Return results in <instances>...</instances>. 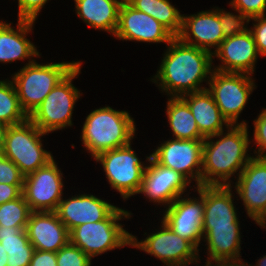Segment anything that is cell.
<instances>
[{"mask_svg":"<svg viewBox=\"0 0 266 266\" xmlns=\"http://www.w3.org/2000/svg\"><path fill=\"white\" fill-rule=\"evenodd\" d=\"M207 91L212 95L223 117L230 125H238L237 119L253 91L252 78L243 73L220 72L212 69Z\"/></svg>","mask_w":266,"mask_h":266,"instance_id":"cell-9","label":"cell"},{"mask_svg":"<svg viewBox=\"0 0 266 266\" xmlns=\"http://www.w3.org/2000/svg\"><path fill=\"white\" fill-rule=\"evenodd\" d=\"M136 10L159 21L174 37L180 34L182 15L169 0H126Z\"/></svg>","mask_w":266,"mask_h":266,"instance_id":"cell-28","label":"cell"},{"mask_svg":"<svg viewBox=\"0 0 266 266\" xmlns=\"http://www.w3.org/2000/svg\"><path fill=\"white\" fill-rule=\"evenodd\" d=\"M25 230L35 250L56 253L69 242V231L55 211H32Z\"/></svg>","mask_w":266,"mask_h":266,"instance_id":"cell-16","label":"cell"},{"mask_svg":"<svg viewBox=\"0 0 266 266\" xmlns=\"http://www.w3.org/2000/svg\"><path fill=\"white\" fill-rule=\"evenodd\" d=\"M23 185L0 183V205L18 198L22 194Z\"/></svg>","mask_w":266,"mask_h":266,"instance_id":"cell-39","label":"cell"},{"mask_svg":"<svg viewBox=\"0 0 266 266\" xmlns=\"http://www.w3.org/2000/svg\"><path fill=\"white\" fill-rule=\"evenodd\" d=\"M80 62L40 65L30 60L12 77L23 111L29 117L51 90Z\"/></svg>","mask_w":266,"mask_h":266,"instance_id":"cell-4","label":"cell"},{"mask_svg":"<svg viewBox=\"0 0 266 266\" xmlns=\"http://www.w3.org/2000/svg\"><path fill=\"white\" fill-rule=\"evenodd\" d=\"M42 132L29 118L23 123L8 126L2 154L13 161L26 176L46 166L53 156L42 148Z\"/></svg>","mask_w":266,"mask_h":266,"instance_id":"cell-6","label":"cell"},{"mask_svg":"<svg viewBox=\"0 0 266 266\" xmlns=\"http://www.w3.org/2000/svg\"><path fill=\"white\" fill-rule=\"evenodd\" d=\"M203 142L204 140L176 138L168 140L151 154V158L157 164L180 173L189 182L191 181L189 178H195L196 185L199 187L201 186Z\"/></svg>","mask_w":266,"mask_h":266,"instance_id":"cell-12","label":"cell"},{"mask_svg":"<svg viewBox=\"0 0 266 266\" xmlns=\"http://www.w3.org/2000/svg\"><path fill=\"white\" fill-rule=\"evenodd\" d=\"M257 264H258L257 266H266V255L263 258L259 259Z\"/></svg>","mask_w":266,"mask_h":266,"instance_id":"cell-44","label":"cell"},{"mask_svg":"<svg viewBox=\"0 0 266 266\" xmlns=\"http://www.w3.org/2000/svg\"><path fill=\"white\" fill-rule=\"evenodd\" d=\"M230 127H227L228 133L216 142L211 141L212 135L204 139L201 185H231L226 181L238 169L241 173L252 158L246 155L249 139L245 121Z\"/></svg>","mask_w":266,"mask_h":266,"instance_id":"cell-2","label":"cell"},{"mask_svg":"<svg viewBox=\"0 0 266 266\" xmlns=\"http://www.w3.org/2000/svg\"><path fill=\"white\" fill-rule=\"evenodd\" d=\"M254 221L261 227L266 226V206L261 211V213L254 219Z\"/></svg>","mask_w":266,"mask_h":266,"instance_id":"cell-41","label":"cell"},{"mask_svg":"<svg viewBox=\"0 0 266 266\" xmlns=\"http://www.w3.org/2000/svg\"><path fill=\"white\" fill-rule=\"evenodd\" d=\"M230 4L250 18L265 15L266 0H232Z\"/></svg>","mask_w":266,"mask_h":266,"instance_id":"cell-34","label":"cell"},{"mask_svg":"<svg viewBox=\"0 0 266 266\" xmlns=\"http://www.w3.org/2000/svg\"><path fill=\"white\" fill-rule=\"evenodd\" d=\"M27 119L13 82L0 81V123L11 126L23 123Z\"/></svg>","mask_w":266,"mask_h":266,"instance_id":"cell-29","label":"cell"},{"mask_svg":"<svg viewBox=\"0 0 266 266\" xmlns=\"http://www.w3.org/2000/svg\"><path fill=\"white\" fill-rule=\"evenodd\" d=\"M254 129V139L259 146L257 156H266V109L254 120Z\"/></svg>","mask_w":266,"mask_h":266,"instance_id":"cell-37","label":"cell"},{"mask_svg":"<svg viewBox=\"0 0 266 266\" xmlns=\"http://www.w3.org/2000/svg\"><path fill=\"white\" fill-rule=\"evenodd\" d=\"M131 144L99 153L94 159L103 165L111 187L124 199L139 194L147 166L141 164Z\"/></svg>","mask_w":266,"mask_h":266,"instance_id":"cell-8","label":"cell"},{"mask_svg":"<svg viewBox=\"0 0 266 266\" xmlns=\"http://www.w3.org/2000/svg\"><path fill=\"white\" fill-rule=\"evenodd\" d=\"M62 173L56 162L24 176L22 194L31 211H56L62 200Z\"/></svg>","mask_w":266,"mask_h":266,"instance_id":"cell-11","label":"cell"},{"mask_svg":"<svg viewBox=\"0 0 266 266\" xmlns=\"http://www.w3.org/2000/svg\"><path fill=\"white\" fill-rule=\"evenodd\" d=\"M161 223L163 229L149 235L144 241L137 242V238L131 235V246L154 255L167 266H187L193 261L197 262L198 250L174 233L164 221Z\"/></svg>","mask_w":266,"mask_h":266,"instance_id":"cell-10","label":"cell"},{"mask_svg":"<svg viewBox=\"0 0 266 266\" xmlns=\"http://www.w3.org/2000/svg\"><path fill=\"white\" fill-rule=\"evenodd\" d=\"M236 11L239 13V15H233L230 12H224L222 9L217 10L221 30L225 38L240 33H246L250 30L244 25V23L246 19V23H248L251 18L245 14H242L238 10Z\"/></svg>","mask_w":266,"mask_h":266,"instance_id":"cell-31","label":"cell"},{"mask_svg":"<svg viewBox=\"0 0 266 266\" xmlns=\"http://www.w3.org/2000/svg\"><path fill=\"white\" fill-rule=\"evenodd\" d=\"M23 194L0 205V225L4 227H26L31 214Z\"/></svg>","mask_w":266,"mask_h":266,"instance_id":"cell-30","label":"cell"},{"mask_svg":"<svg viewBox=\"0 0 266 266\" xmlns=\"http://www.w3.org/2000/svg\"><path fill=\"white\" fill-rule=\"evenodd\" d=\"M33 23L34 21L18 19L16 31L11 27V23H5L0 28V62L7 63L40 56L36 47L25 38Z\"/></svg>","mask_w":266,"mask_h":266,"instance_id":"cell-23","label":"cell"},{"mask_svg":"<svg viewBox=\"0 0 266 266\" xmlns=\"http://www.w3.org/2000/svg\"><path fill=\"white\" fill-rule=\"evenodd\" d=\"M114 36L122 40L170 43L174 36L155 18L123 0Z\"/></svg>","mask_w":266,"mask_h":266,"instance_id":"cell-14","label":"cell"},{"mask_svg":"<svg viewBox=\"0 0 266 266\" xmlns=\"http://www.w3.org/2000/svg\"><path fill=\"white\" fill-rule=\"evenodd\" d=\"M5 23H3V22H0V28L4 25Z\"/></svg>","mask_w":266,"mask_h":266,"instance_id":"cell-45","label":"cell"},{"mask_svg":"<svg viewBox=\"0 0 266 266\" xmlns=\"http://www.w3.org/2000/svg\"><path fill=\"white\" fill-rule=\"evenodd\" d=\"M8 253L3 248V245L0 242V266H7Z\"/></svg>","mask_w":266,"mask_h":266,"instance_id":"cell-43","label":"cell"},{"mask_svg":"<svg viewBox=\"0 0 266 266\" xmlns=\"http://www.w3.org/2000/svg\"><path fill=\"white\" fill-rule=\"evenodd\" d=\"M203 200L202 229L239 227L230 185H203Z\"/></svg>","mask_w":266,"mask_h":266,"instance_id":"cell-20","label":"cell"},{"mask_svg":"<svg viewBox=\"0 0 266 266\" xmlns=\"http://www.w3.org/2000/svg\"><path fill=\"white\" fill-rule=\"evenodd\" d=\"M128 218L130 213L116 207L104 220L88 222L69 231V242L79 247L90 258L131 245V235L117 221Z\"/></svg>","mask_w":266,"mask_h":266,"instance_id":"cell-5","label":"cell"},{"mask_svg":"<svg viewBox=\"0 0 266 266\" xmlns=\"http://www.w3.org/2000/svg\"><path fill=\"white\" fill-rule=\"evenodd\" d=\"M29 266H57L56 253L34 250Z\"/></svg>","mask_w":266,"mask_h":266,"instance_id":"cell-38","label":"cell"},{"mask_svg":"<svg viewBox=\"0 0 266 266\" xmlns=\"http://www.w3.org/2000/svg\"><path fill=\"white\" fill-rule=\"evenodd\" d=\"M194 38H191V33ZM182 42L195 46L197 48L211 52L210 47H216V50L225 39L217 9L214 11H202L197 15H182V28L177 36Z\"/></svg>","mask_w":266,"mask_h":266,"instance_id":"cell-21","label":"cell"},{"mask_svg":"<svg viewBox=\"0 0 266 266\" xmlns=\"http://www.w3.org/2000/svg\"><path fill=\"white\" fill-rule=\"evenodd\" d=\"M135 133L133 118L126 111L103 107L92 111L82 129V141L92 157L130 144Z\"/></svg>","mask_w":266,"mask_h":266,"instance_id":"cell-3","label":"cell"},{"mask_svg":"<svg viewBox=\"0 0 266 266\" xmlns=\"http://www.w3.org/2000/svg\"><path fill=\"white\" fill-rule=\"evenodd\" d=\"M167 45L170 47L155 75L159 80H152L161 81L159 86L171 94V97L206 90L207 88L200 87V83L212 74L213 53L188 45L178 37H174Z\"/></svg>","mask_w":266,"mask_h":266,"instance_id":"cell-1","label":"cell"},{"mask_svg":"<svg viewBox=\"0 0 266 266\" xmlns=\"http://www.w3.org/2000/svg\"><path fill=\"white\" fill-rule=\"evenodd\" d=\"M56 260L57 266H91V258L70 242L56 252Z\"/></svg>","mask_w":266,"mask_h":266,"instance_id":"cell-32","label":"cell"},{"mask_svg":"<svg viewBox=\"0 0 266 266\" xmlns=\"http://www.w3.org/2000/svg\"><path fill=\"white\" fill-rule=\"evenodd\" d=\"M80 67L81 63L51 90L28 117L42 132L47 134L72 125L74 104L81 96L72 80L79 74Z\"/></svg>","mask_w":266,"mask_h":266,"instance_id":"cell-7","label":"cell"},{"mask_svg":"<svg viewBox=\"0 0 266 266\" xmlns=\"http://www.w3.org/2000/svg\"><path fill=\"white\" fill-rule=\"evenodd\" d=\"M252 20L258 22L250 29L253 35L254 41L256 43V48L259 55H266V16H257L251 18Z\"/></svg>","mask_w":266,"mask_h":266,"instance_id":"cell-36","label":"cell"},{"mask_svg":"<svg viewBox=\"0 0 266 266\" xmlns=\"http://www.w3.org/2000/svg\"><path fill=\"white\" fill-rule=\"evenodd\" d=\"M167 117L176 139L204 140L190 107L181 97H171L167 102Z\"/></svg>","mask_w":266,"mask_h":266,"instance_id":"cell-26","label":"cell"},{"mask_svg":"<svg viewBox=\"0 0 266 266\" xmlns=\"http://www.w3.org/2000/svg\"><path fill=\"white\" fill-rule=\"evenodd\" d=\"M48 0H18V19L35 21L39 11Z\"/></svg>","mask_w":266,"mask_h":266,"instance_id":"cell-35","label":"cell"},{"mask_svg":"<svg viewBox=\"0 0 266 266\" xmlns=\"http://www.w3.org/2000/svg\"><path fill=\"white\" fill-rule=\"evenodd\" d=\"M8 126L0 123V155L2 154L4 147L5 132Z\"/></svg>","mask_w":266,"mask_h":266,"instance_id":"cell-42","label":"cell"},{"mask_svg":"<svg viewBox=\"0 0 266 266\" xmlns=\"http://www.w3.org/2000/svg\"><path fill=\"white\" fill-rule=\"evenodd\" d=\"M116 206L93 195L81 194L67 200H61L56 209L59 219L68 231L88 222L104 220Z\"/></svg>","mask_w":266,"mask_h":266,"instance_id":"cell-19","label":"cell"},{"mask_svg":"<svg viewBox=\"0 0 266 266\" xmlns=\"http://www.w3.org/2000/svg\"><path fill=\"white\" fill-rule=\"evenodd\" d=\"M214 52L213 55L224 63L214 70L248 75L253 74L259 54L250 30L225 38Z\"/></svg>","mask_w":266,"mask_h":266,"instance_id":"cell-17","label":"cell"},{"mask_svg":"<svg viewBox=\"0 0 266 266\" xmlns=\"http://www.w3.org/2000/svg\"><path fill=\"white\" fill-rule=\"evenodd\" d=\"M207 241L209 259H236L240 256L239 227L202 229Z\"/></svg>","mask_w":266,"mask_h":266,"instance_id":"cell-27","label":"cell"},{"mask_svg":"<svg viewBox=\"0 0 266 266\" xmlns=\"http://www.w3.org/2000/svg\"><path fill=\"white\" fill-rule=\"evenodd\" d=\"M199 199L178 197L164 212L163 220L181 238L188 240L198 251L203 237V185L197 187ZM181 198V199H180Z\"/></svg>","mask_w":266,"mask_h":266,"instance_id":"cell-13","label":"cell"},{"mask_svg":"<svg viewBox=\"0 0 266 266\" xmlns=\"http://www.w3.org/2000/svg\"><path fill=\"white\" fill-rule=\"evenodd\" d=\"M181 98L190 107L197 127L205 138L211 135L212 137H222L224 134L223 124H226L225 126L227 127L231 126L223 117L219 107L207 89L184 94Z\"/></svg>","mask_w":266,"mask_h":266,"instance_id":"cell-22","label":"cell"},{"mask_svg":"<svg viewBox=\"0 0 266 266\" xmlns=\"http://www.w3.org/2000/svg\"><path fill=\"white\" fill-rule=\"evenodd\" d=\"M147 160L150 165L144 172L139 193L145 194L150 201L171 205L191 182L175 170L157 164L151 155Z\"/></svg>","mask_w":266,"mask_h":266,"instance_id":"cell-15","label":"cell"},{"mask_svg":"<svg viewBox=\"0 0 266 266\" xmlns=\"http://www.w3.org/2000/svg\"><path fill=\"white\" fill-rule=\"evenodd\" d=\"M214 261L216 264L213 266H248L247 264L243 263L240 258L236 259H209L205 266H212V262Z\"/></svg>","mask_w":266,"mask_h":266,"instance_id":"cell-40","label":"cell"},{"mask_svg":"<svg viewBox=\"0 0 266 266\" xmlns=\"http://www.w3.org/2000/svg\"><path fill=\"white\" fill-rule=\"evenodd\" d=\"M238 175L235 189L254 220L266 206V156L252 157Z\"/></svg>","mask_w":266,"mask_h":266,"instance_id":"cell-18","label":"cell"},{"mask_svg":"<svg viewBox=\"0 0 266 266\" xmlns=\"http://www.w3.org/2000/svg\"><path fill=\"white\" fill-rule=\"evenodd\" d=\"M78 16L89 26L111 32L116 31L119 10L123 0H74Z\"/></svg>","mask_w":266,"mask_h":266,"instance_id":"cell-24","label":"cell"},{"mask_svg":"<svg viewBox=\"0 0 266 266\" xmlns=\"http://www.w3.org/2000/svg\"><path fill=\"white\" fill-rule=\"evenodd\" d=\"M25 229L0 225V242L8 253L7 266H29L35 249Z\"/></svg>","mask_w":266,"mask_h":266,"instance_id":"cell-25","label":"cell"},{"mask_svg":"<svg viewBox=\"0 0 266 266\" xmlns=\"http://www.w3.org/2000/svg\"><path fill=\"white\" fill-rule=\"evenodd\" d=\"M0 183L8 185H23L24 183V175L18 166L3 154L0 155Z\"/></svg>","mask_w":266,"mask_h":266,"instance_id":"cell-33","label":"cell"}]
</instances>
